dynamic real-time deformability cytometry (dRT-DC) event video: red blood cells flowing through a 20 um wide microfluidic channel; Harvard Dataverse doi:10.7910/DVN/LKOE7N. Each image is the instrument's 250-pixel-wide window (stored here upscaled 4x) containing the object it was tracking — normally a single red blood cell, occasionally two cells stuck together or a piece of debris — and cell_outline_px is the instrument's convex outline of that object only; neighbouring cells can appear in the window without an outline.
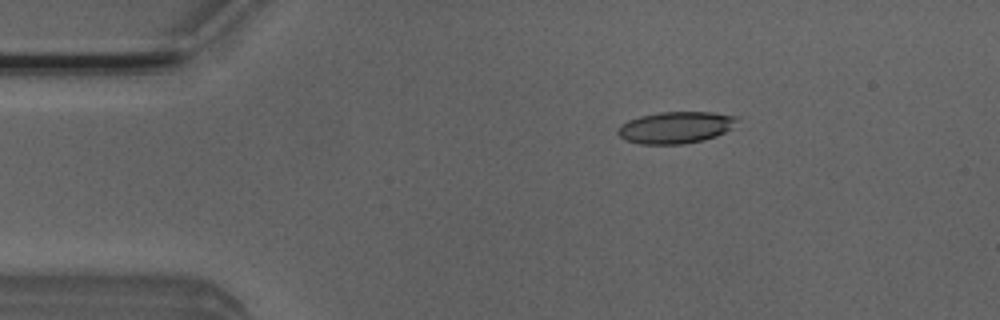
{"species": "Egyptian fruit bat (a non-hibernating species)", "species_latin": "Rousettus aegyptiacus", "temperature_condition": "room temperature", "stored_images_in_passage": 45, "camera_frame_rate_fps": 3000, "um_per_image_px": 0.085, "animal": {"sex": "male"}, "frame": {"image": 1, "passage_image": 2, "time_ms": 0.333, "image_size_px": [1000, 320], "cell_outline_px": [[740, 116], [732, 128], [716, 136], [704, 140], [684, 144], [640, 144], [624, 140], [616, 132], [620, 124], [628, 120], [640, 116], [660, 112], [712, 112]], "centroid_in_image_um": [57.43, 10.83], "position_along_channel_um": 27.6, "area_um2": 22.25}}
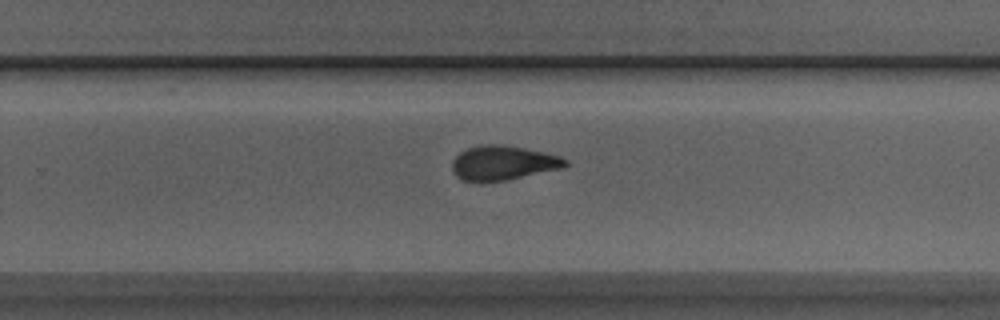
{"frame": {"image": 2, "passage_image": 26, "time_ms": 8.333, "image_size_px": [1000, 320], "cell_outline_px": [[568, 164], [560, 168], [504, 180], [480, 184], [464, 180], [456, 176], [452, 168], [452, 160], [460, 152], [468, 148], [480, 144], [500, 144], [544, 152], [560, 156], [568, 160]], "centroid_in_image_um": [42.7, 13.86], "position_along_channel_um": 287.1, "area_um2": 22.72}}
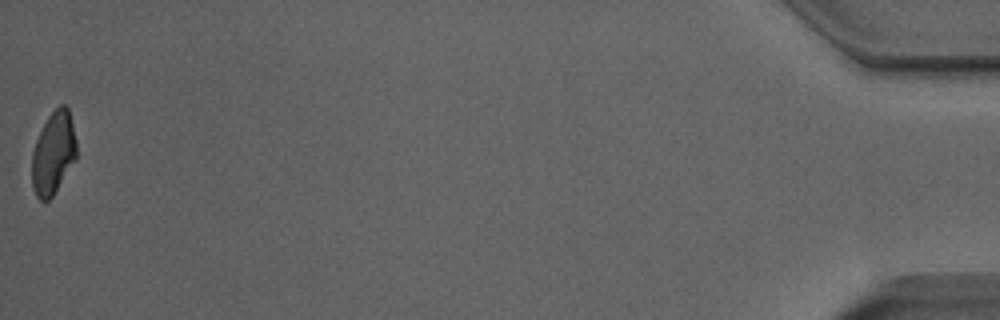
{"frame": {"image": 3, "passage_image": 45, "time_ms": 14.667, "image_size_px": [1000, 320], "cell_outline_px": [[76, 160], [52, 196], [48, 200], [40, 200], [36, 196], [32, 188], [32, 152], [36, 140], [48, 116], [60, 104], [64, 104], [68, 108], [76, 140]], "centroid_in_image_um": [4.53, 13.02], "position_along_channel_um": 430.7, "area_um2": 21.33}, "authors_computed_cell_mechanics": {"area_um2": 22.8888, "velocity_mm_per_s": 3.9361, "shape_relaxation_time_tau1_ms": 5.8312, "shape_relaxation_time_tau2_ms": 2.4169, "deformation_change_tau1": 0.1701, "deformation_change_tau2": 0.0983}}